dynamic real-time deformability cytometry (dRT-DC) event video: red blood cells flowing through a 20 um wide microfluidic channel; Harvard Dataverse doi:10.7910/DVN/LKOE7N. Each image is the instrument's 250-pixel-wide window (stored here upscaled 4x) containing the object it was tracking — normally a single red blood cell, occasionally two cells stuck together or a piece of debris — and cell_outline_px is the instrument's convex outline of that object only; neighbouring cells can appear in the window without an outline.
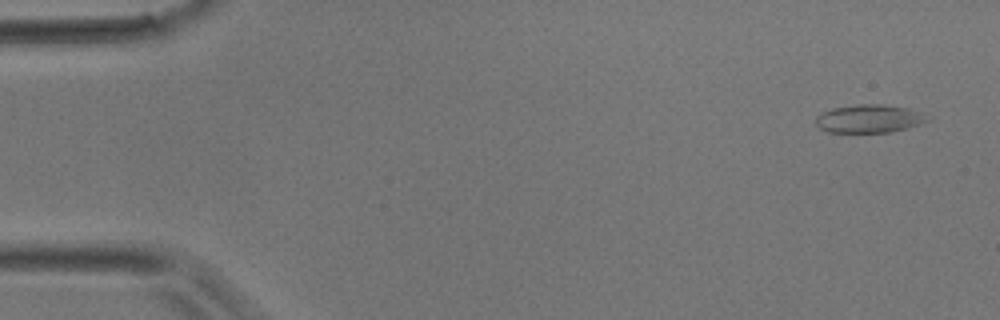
{"species": "common noctule bat (a hibernating species)", "species_latin": "Nyctalus noctula", "temperature_condition": "room temperature", "stored_images_in_passage": 5, "camera_frame_rate_fps": 3000, "um_per_image_px": 0.085, "animal": {"sex": "male", "body_mass_g": 17.9}, "frame": {"image": 1, "passage_image": 1, "time_ms": 0.0, "image_size_px": [1000, 320], "cell_outline_px": [[928, 120], [920, 124], [908, 128], [892, 132], [828, 132], [820, 128], [816, 124], [816, 116], [832, 108], [860, 104], [884, 104], [908, 108], [916, 112]], "centroid_in_image_um": [73.82, 10.09], "position_along_channel_um": 11.2, "area_um2": 17.98}}